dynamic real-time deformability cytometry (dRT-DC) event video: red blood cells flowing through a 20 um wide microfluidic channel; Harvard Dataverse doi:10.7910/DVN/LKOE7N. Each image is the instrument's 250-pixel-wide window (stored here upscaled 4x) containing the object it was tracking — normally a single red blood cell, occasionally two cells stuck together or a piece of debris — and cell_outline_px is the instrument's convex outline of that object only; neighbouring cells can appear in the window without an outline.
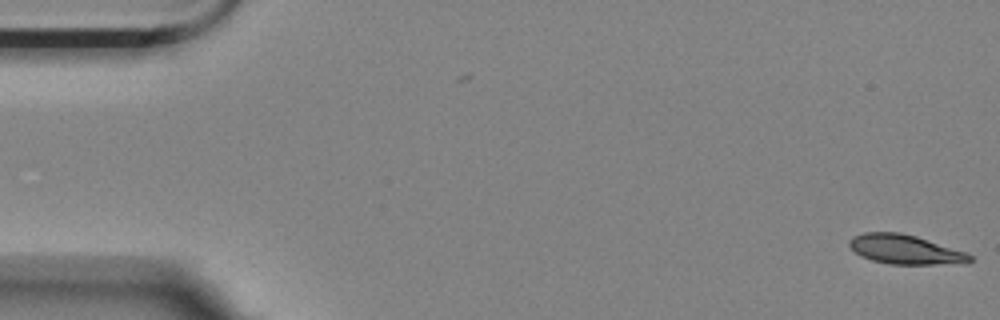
{"species": "Egyptian fruit bat (a non-hibernating species)", "species_latin": "Rousettus aegyptiacus", "temperature_condition": "room temperature", "stored_images_in_passage": 17, "camera_frame_rate_fps": 3000, "um_per_image_px": 0.085, "animal": {"sex": "female"}, "frame": {"image": 1, "passage_image": 1, "time_ms": 0.0, "image_size_px": [1000, 320], "cell_outline_px": [[972, 260], [968, 264], [888, 264], [872, 260], [860, 256], [848, 244], [848, 240], [852, 236], [864, 232], [900, 232], [916, 236], [964, 252], [972, 256]], "centroid_in_image_um": [76.92, 21.21], "position_along_channel_um": 8.1, "area_um2": 20.63}}
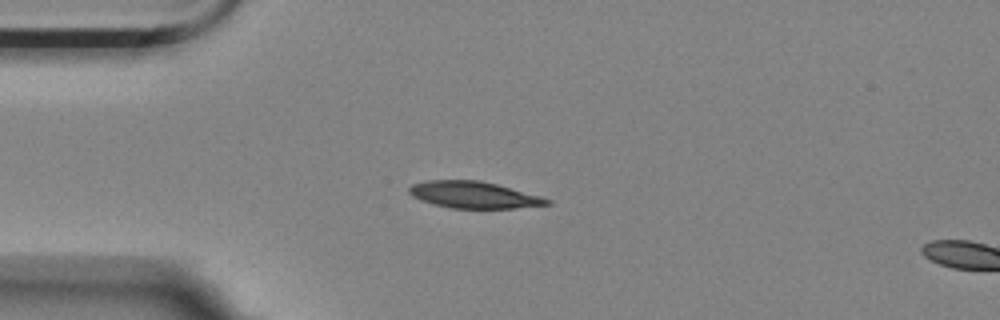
{"frame": {"image": 2, "passage_image": 14, "time_ms": 4.333, "image_size_px": [1000, 320], "cell_outline_px": [[552, 204], [516, 208], [448, 208], [432, 204], [420, 200], [412, 196], [408, 192], [408, 188], [412, 184], [428, 180], [480, 180], [496, 184], [540, 196], [552, 200]], "centroid_in_image_um": [40.24, 16.57], "position_along_channel_um": 44.8, "area_um2": 21.5}}